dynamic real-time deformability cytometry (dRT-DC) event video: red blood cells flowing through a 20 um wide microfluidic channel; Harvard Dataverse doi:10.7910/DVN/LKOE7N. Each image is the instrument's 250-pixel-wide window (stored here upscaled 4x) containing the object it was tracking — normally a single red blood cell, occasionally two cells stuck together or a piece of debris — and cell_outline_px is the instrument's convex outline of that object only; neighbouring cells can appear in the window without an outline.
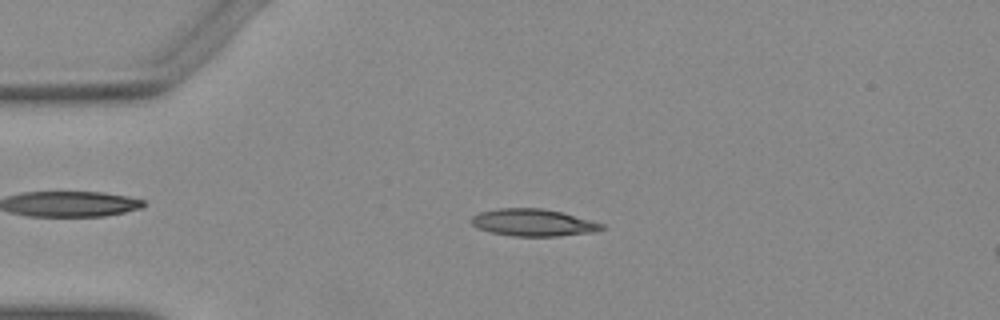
{"species": "Egyptian fruit bat (a non-hibernating species)", "species_latin": "Rousettus aegyptiacus", "temperature_condition": "warm", "stored_images_in_passage": 51, "camera_frame_rate_fps": 3000, "um_per_image_px": 0.085, "animal": {"sex": "female"}, "frame": {"image": 1, "passage_image": 11, "time_ms": 3.333, "image_size_px": [1000, 320], "cell_outline_px": [[604, 228], [596, 232], [560, 236], [512, 236], [492, 232], [480, 228], [472, 224], [468, 220], [472, 216], [480, 212], [496, 208], [544, 208], [560, 212], [604, 224]], "centroid_in_image_um": [45.31, 18.92], "position_along_channel_um": 39.7, "area_um2": 20.58}}
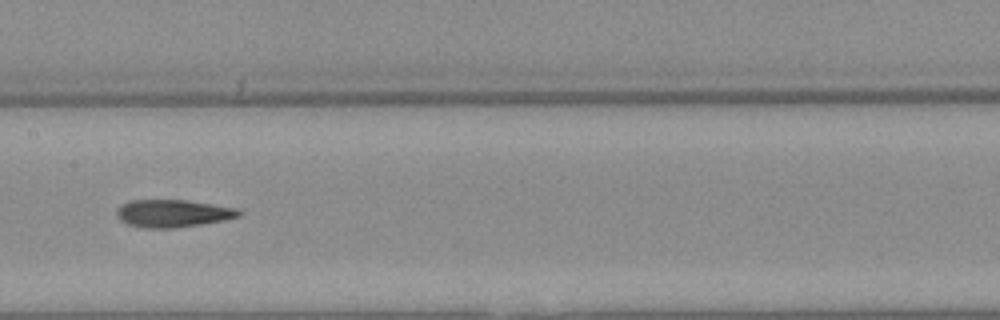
{"frame": {"image": 2, "passage_image": 25, "time_ms": 8.0, "image_size_px": [1000, 320], "cell_outline_px": [[244, 212], [240, 216], [224, 220], [200, 224], [172, 228], [144, 228], [128, 224], [120, 220], [116, 216], [116, 212], [124, 204], [132, 200], [184, 200], [240, 208]], "centroid_in_image_um": [14.75, 18.14], "position_along_channel_um": 192.7, "area_um2": 19.54}}
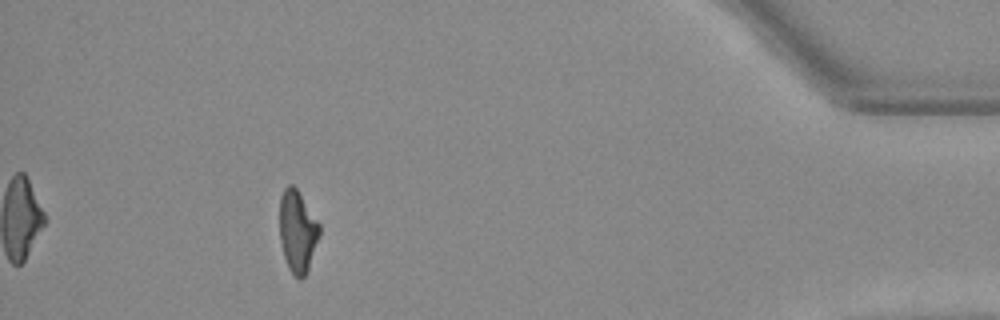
{"frame": {"image": 3, "passage_image": 46, "time_ms": 15.0, "image_size_px": [1000, 320], "cell_outline_px": [[320, 232], [308, 268], [304, 276], [300, 280], [288, 268], [284, 256], [280, 240], [280, 196], [284, 188], [288, 184], [292, 184], [296, 188], [320, 224]], "centroid_in_image_um": [25.27, 19.63], "position_along_channel_um": 409.9, "area_um2": 18.73}}